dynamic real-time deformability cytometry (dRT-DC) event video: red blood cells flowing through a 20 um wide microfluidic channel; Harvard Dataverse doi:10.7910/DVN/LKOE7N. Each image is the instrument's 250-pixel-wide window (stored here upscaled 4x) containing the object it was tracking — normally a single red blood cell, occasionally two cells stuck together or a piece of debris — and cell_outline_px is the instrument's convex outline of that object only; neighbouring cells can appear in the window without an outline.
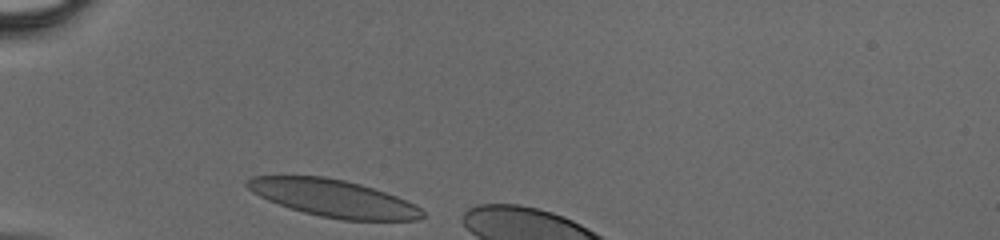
{"species": "human", "species_latin": "Homo sapiens", "temperature_condition": "cold", "stored_images_in_passage": 5, "camera_frame_rate_fps": 3000, "um_per_image_px": 0.085, "donor": {"sex": "male"}, "frame": {"image": 1, "passage_image": 1, "time_ms": 0.0, "image_size_px": [1000, 240], "cell_outline_px": [[424, 216], [416, 220], [344, 220], [320, 216], [304, 212], [268, 200], [252, 192], [244, 184], [252, 176], [324, 176], [344, 180], [360, 184], [396, 196], [416, 204], [424, 212]], "centroid_in_image_um": [28.35, 16.85], "position_along_channel_um": 56.6, "area_um2": 37.63}}